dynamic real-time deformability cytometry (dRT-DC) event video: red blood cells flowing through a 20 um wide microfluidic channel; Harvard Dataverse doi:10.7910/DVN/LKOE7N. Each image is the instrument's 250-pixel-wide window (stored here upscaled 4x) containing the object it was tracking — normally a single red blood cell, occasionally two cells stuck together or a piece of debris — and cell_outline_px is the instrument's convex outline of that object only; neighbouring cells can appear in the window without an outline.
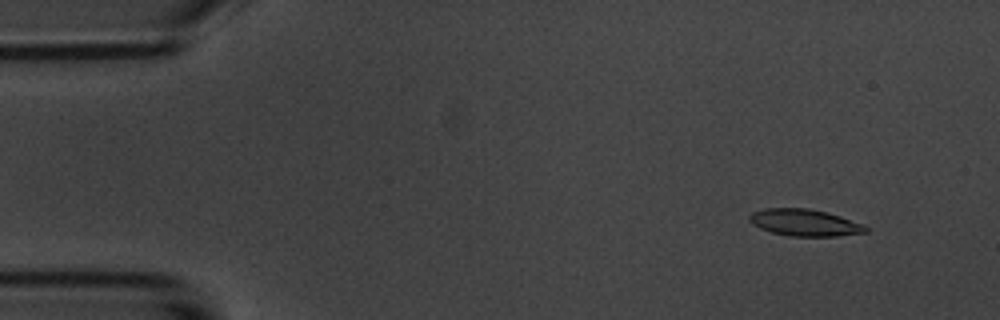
{"species": "common noctule bat (a hibernating species)", "species_latin": "Nyctalus noctula", "temperature_condition": "room temperature", "stored_images_in_passage": 6, "camera_frame_rate_fps": 3000, "um_per_image_px": 0.085, "animal": {"sex": "male", "body_mass_g": 20.1, "forearm_length_mm": 53.5}, "frame": {"image": 1, "passage_image": 2, "time_ms": 1.333, "image_size_px": [1000, 320], "cell_outline_px": [[868, 232], [836, 236], [788, 236], [772, 232], [760, 228], [752, 224], [748, 220], [748, 216], [752, 212], [764, 208], [808, 208], [828, 212], [840, 216], [860, 224], [868, 228]], "centroid_in_image_um": [68.34, 18.92], "position_along_channel_um": 16.7, "area_um2": 18.15}}
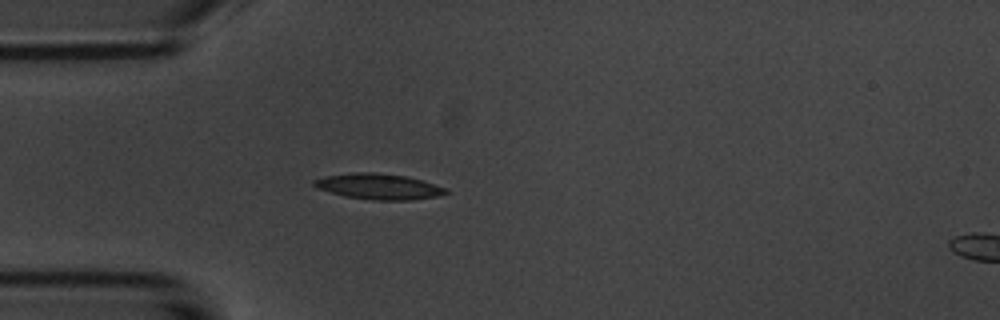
{"frame": {"image": 2, "passage_image": 5, "time_ms": 4.667, "image_size_px": [1000, 320], "cell_outline_px": [[448, 192], [436, 196], [408, 200], [372, 200], [344, 196], [316, 188], [312, 184], [312, 180], [324, 176], [352, 172], [372, 172], [404, 176], [420, 180], [448, 188]], "centroid_in_image_um": [32.12, 15.85], "position_along_channel_um": 52.9, "area_um2": 19.65}}